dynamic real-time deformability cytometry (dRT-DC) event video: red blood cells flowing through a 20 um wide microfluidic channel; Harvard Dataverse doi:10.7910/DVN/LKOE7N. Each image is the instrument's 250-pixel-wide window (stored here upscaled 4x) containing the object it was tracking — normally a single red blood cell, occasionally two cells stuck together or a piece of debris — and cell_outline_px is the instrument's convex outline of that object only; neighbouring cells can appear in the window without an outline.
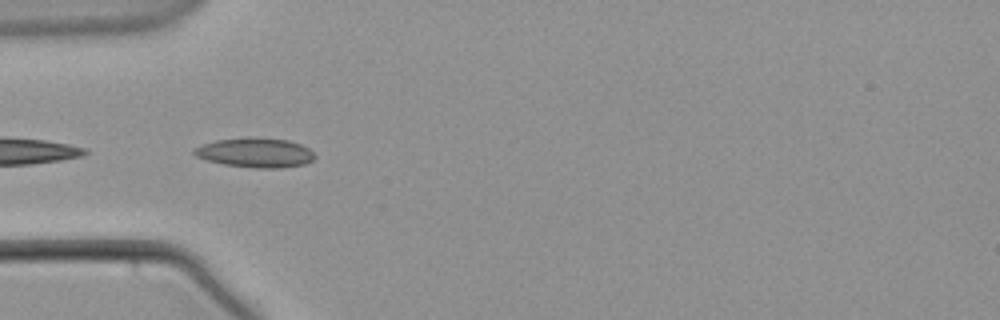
{"species": "common noctule bat (a hibernating species)", "species_latin": "Nyctalus noctula", "temperature_condition": "warm", "stored_images_in_passage": 3, "camera_frame_rate_fps": 3000, "um_per_image_px": 0.085, "animal": {"sex": "male", "body_mass_g": 21.5, "forearm_length_mm": 52.0}, "frame": {"image": 1, "passage_image": 1, "time_ms": 0.0, "image_size_px": [1000, 320], "cell_outline_px": [[316, 156], [312, 160], [304, 164], [280, 168], [256, 168], [224, 164], [208, 160], [196, 156], [192, 152], [192, 148], [216, 140], [248, 136], [256, 136], [288, 140], [300, 144], [308, 148]], "centroid_in_image_um": [21.69, 12.95], "position_along_channel_um": 63.3, "area_um2": 20.92}}